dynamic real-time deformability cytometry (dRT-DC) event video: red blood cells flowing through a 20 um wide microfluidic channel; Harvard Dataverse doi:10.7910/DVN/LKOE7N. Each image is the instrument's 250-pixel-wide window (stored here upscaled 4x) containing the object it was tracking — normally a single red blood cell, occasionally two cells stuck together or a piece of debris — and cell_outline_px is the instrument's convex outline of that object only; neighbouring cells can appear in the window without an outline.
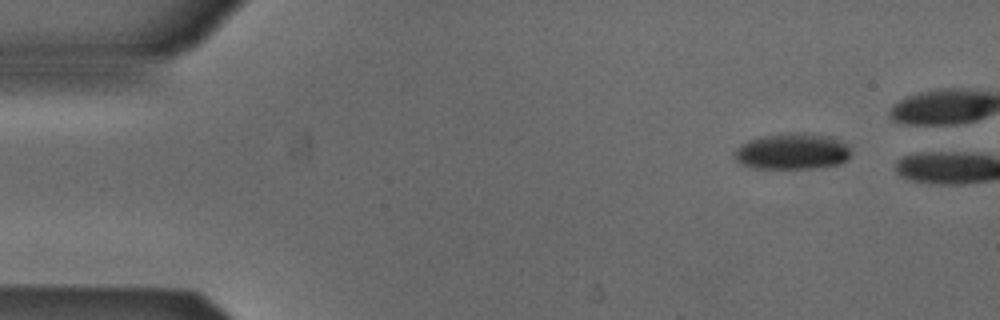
{"species": "Egyptian fruit bat (a non-hibernating species)", "species_latin": "Rousettus aegyptiacus", "temperature_condition": "cold", "stored_images_in_passage": 3, "camera_frame_rate_fps": 3000, "um_per_image_px": 0.085, "animal": {"sex": "male"}, "frame": {"image": 1, "passage_image": 1, "time_ms": 0.0, "image_size_px": [1000, 320], "cell_outline_px": [[852, 152], [848, 160], [840, 164], [820, 168], [748, 168], [740, 164], [732, 156], [732, 152], [740, 144], [748, 140], [764, 136], [788, 132], [796, 132], [832, 136], [840, 140]], "centroid_in_image_um": [67.31, 12.88], "position_along_channel_um": 17.7, "area_um2": 25.03}}